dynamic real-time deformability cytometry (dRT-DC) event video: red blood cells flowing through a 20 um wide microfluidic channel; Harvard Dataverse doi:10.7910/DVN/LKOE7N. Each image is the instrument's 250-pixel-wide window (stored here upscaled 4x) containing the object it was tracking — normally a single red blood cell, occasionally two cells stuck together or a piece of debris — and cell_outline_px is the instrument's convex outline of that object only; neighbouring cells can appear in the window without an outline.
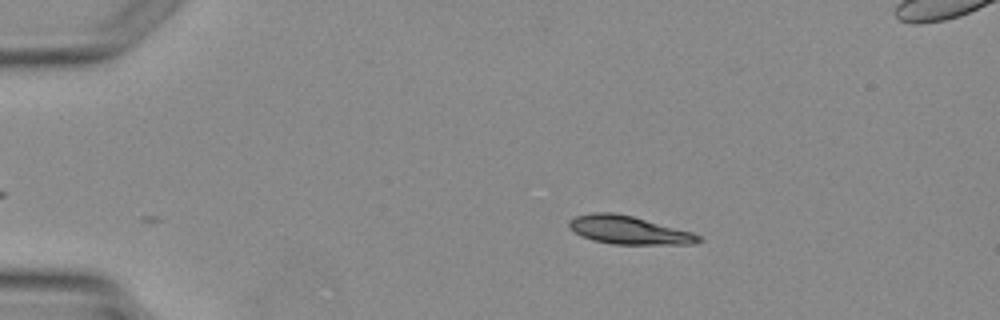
{"species": "Egyptian fruit bat (a non-hibernating species)", "species_latin": "Rousettus aegyptiacus", "temperature_condition": "warm", "stored_images_in_passage": 4, "camera_frame_rate_fps": 3000, "um_per_image_px": 0.085, "animal": {"sex": "female"}, "frame": {"image": 1, "passage_image": 2, "time_ms": 1.0, "image_size_px": [1000, 320], "cell_outline_px": [[704, 240], [692, 244], [612, 244], [592, 240], [580, 236], [568, 228], [568, 220], [576, 216], [592, 212], [612, 212], [632, 216], [692, 232], [700, 236]], "centroid_in_image_um": [53.4, 19.56], "position_along_channel_um": 31.6, "area_um2": 21.33}}